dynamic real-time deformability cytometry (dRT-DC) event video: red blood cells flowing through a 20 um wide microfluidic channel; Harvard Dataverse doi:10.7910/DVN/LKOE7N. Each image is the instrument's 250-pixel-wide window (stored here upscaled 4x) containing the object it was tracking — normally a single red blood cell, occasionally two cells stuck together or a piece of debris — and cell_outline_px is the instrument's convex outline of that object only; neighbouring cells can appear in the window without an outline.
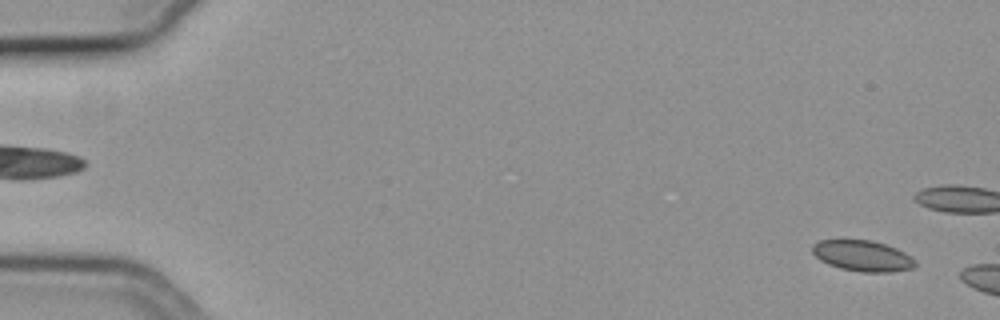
{"species": "common noctule bat (a hibernating species)", "species_latin": "Nyctalus noctula", "temperature_condition": "cold", "stored_images_in_passage": 15, "camera_frame_rate_fps": 3000, "um_per_image_px": 0.085, "animal": {"sex": "female", "body_mass_g": 19.3, "forearm_length_mm": 54.1}, "frame": {"image": 1, "passage_image": 3, "time_ms": 0.667, "image_size_px": [1000, 320], "cell_outline_px": [[916, 264], [912, 268], [892, 272], [860, 272], [840, 268], [828, 264], [820, 260], [812, 252], [812, 244], [820, 240], [872, 240], [896, 248], [904, 252], [916, 260]], "centroid_in_image_um": [73.31, 21.75], "position_along_channel_um": 11.7, "area_um2": 18.5}}